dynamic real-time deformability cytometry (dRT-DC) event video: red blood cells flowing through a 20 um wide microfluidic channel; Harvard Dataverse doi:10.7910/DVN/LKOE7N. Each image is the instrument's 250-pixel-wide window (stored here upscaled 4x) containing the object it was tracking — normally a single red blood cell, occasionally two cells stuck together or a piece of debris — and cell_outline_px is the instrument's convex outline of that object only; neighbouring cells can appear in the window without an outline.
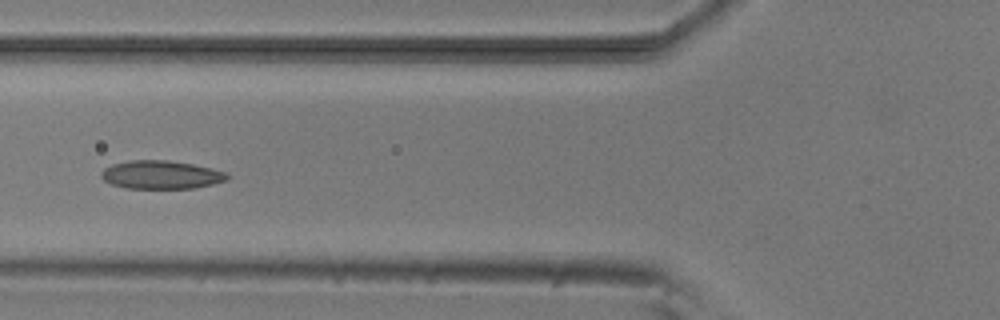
{"species": "common noctule bat (a hibernating species)", "species_latin": "Nyctalus noctula", "temperature_condition": "room temperature", "stored_images_in_passage": 5, "camera_frame_rate_fps": 3000, "um_per_image_px": 0.085, "animal": {"sex": "male", "body_mass_g": 20.5, "forearm_length_mm": 52.5}, "frame": {"image": 1, "passage_image": 5, "time_ms": 5.333, "image_size_px": [1000, 320], "cell_outline_px": [[228, 180], [212, 184], [192, 188], [124, 188], [112, 184], [104, 180], [100, 176], [100, 172], [104, 168], [112, 164], [128, 160], [168, 160], [192, 164], [212, 168], [228, 172]], "centroid_in_image_um": [13.68, 14.85], "position_along_channel_um": 112.1, "area_um2": 20.87}}